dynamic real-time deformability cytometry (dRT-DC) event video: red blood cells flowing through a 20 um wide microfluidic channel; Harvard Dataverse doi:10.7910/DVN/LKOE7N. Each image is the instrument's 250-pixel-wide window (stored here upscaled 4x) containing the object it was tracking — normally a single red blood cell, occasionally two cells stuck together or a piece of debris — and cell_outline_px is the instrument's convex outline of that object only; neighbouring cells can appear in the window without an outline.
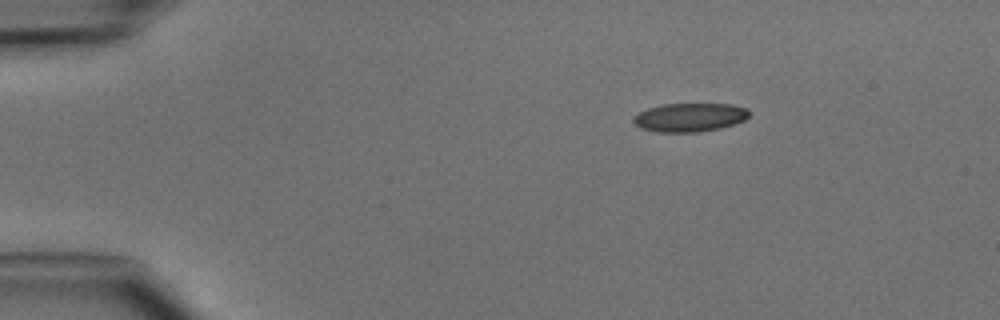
{"species": "common noctule bat (a hibernating species)", "species_latin": "Nyctalus noctula", "temperature_condition": "cold", "stored_images_in_passage": 2, "camera_frame_rate_fps": 3000, "um_per_image_px": 0.085, "animal": {"sex": "male", "body_mass_g": 15.6}, "frame": {"image": 1, "passage_image": 1, "time_ms": 0.0, "image_size_px": [1000, 320], "cell_outline_px": [[748, 116], [744, 120], [720, 128], [696, 132], [660, 132], [640, 128], [632, 120], [640, 112], [648, 108], [664, 104], [732, 104], [748, 108]], "centroid_in_image_um": [58.63, 9.97], "position_along_channel_um": 26.4, "area_um2": 19.07}}